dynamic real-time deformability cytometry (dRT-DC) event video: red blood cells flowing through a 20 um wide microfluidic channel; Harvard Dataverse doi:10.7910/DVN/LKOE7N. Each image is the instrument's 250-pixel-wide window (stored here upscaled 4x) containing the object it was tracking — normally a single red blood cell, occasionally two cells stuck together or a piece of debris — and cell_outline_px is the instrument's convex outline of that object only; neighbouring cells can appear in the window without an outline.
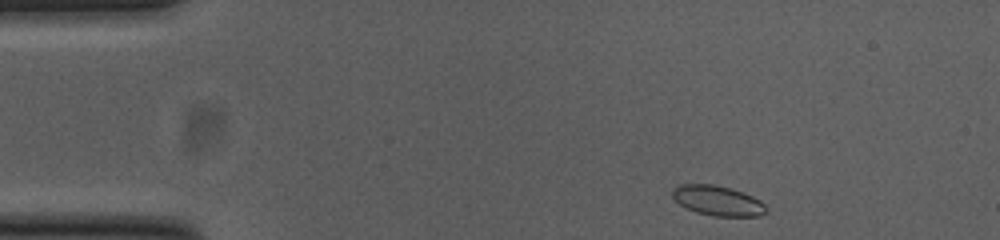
{"species": "common noctule bat (a hibernating species)", "species_latin": "Nyctalus noctula", "temperature_condition": "cold", "stored_images_in_passage": 47, "camera_frame_rate_fps": 3000, "um_per_image_px": 0.085, "animal": {"sex": "female", "body_mass_g": 23.0, "forearm_length_mm": 53.4}, "frame": {"image": 1, "passage_image": 1, "time_ms": 0.0, "image_size_px": [1000, 240], "cell_outline_px": [[768, 212], [760, 216], [712, 216], [696, 212], [680, 204], [672, 196], [672, 188], [680, 184], [712, 184], [732, 188], [744, 192], [760, 200], [768, 208]], "centroid_in_image_um": [61.04, 17.05], "position_along_channel_um": 24.0, "area_um2": 16.53}}
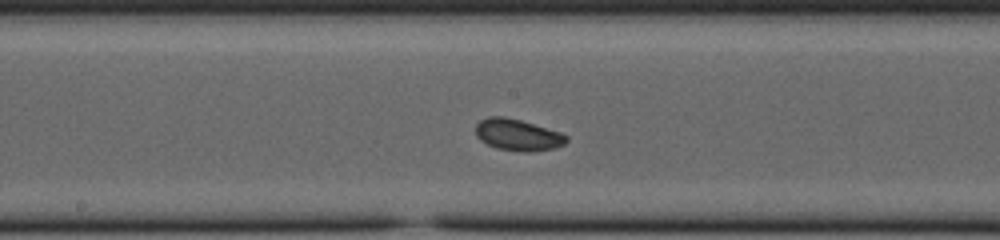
{"frame": {"image": 2, "passage_image": 21, "time_ms": 6.667, "image_size_px": [1000, 240], "cell_outline_px": [[568, 140], [564, 144], [556, 148], [528, 152], [496, 148], [480, 140], [476, 136], [476, 124], [480, 120], [488, 116], [504, 116], [520, 120], [560, 132], [568, 136]], "centroid_in_image_um": [44.0, 11.46], "position_along_channel_um": 204.2, "area_um2": 16.65}}
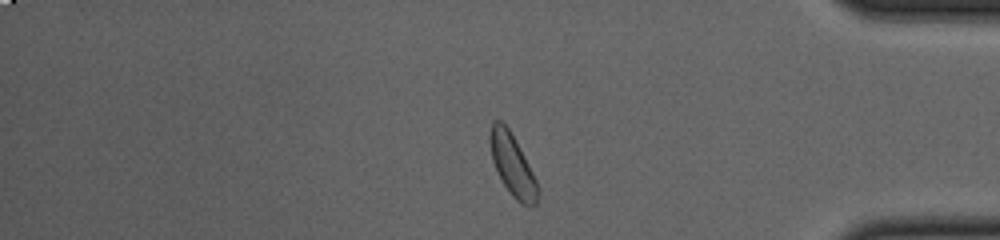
{"frame": {"image": 3, "passage_image": 38, "time_ms": 12.333, "image_size_px": [1000, 240], "cell_outline_px": [[540, 192], [536, 204], [520, 204], [512, 196], [504, 184], [492, 160], [488, 140], [488, 136], [492, 120], [500, 120], [508, 128], [524, 156], [536, 180]], "centroid_in_image_um": [43.53, 14.0], "position_along_channel_um": 391.7, "area_um2": 16.94}, "authors_computed_cell_mechanics": {"area_um2": 16.473, "velocity_mm_per_s": 3.7757, "shape_relaxation_time_tau1_ms": null, "shape_relaxation_time_tau2_ms": 1.8845, "deformation_change_tau1": null, "deformation_change_tau2": 0.0521}}